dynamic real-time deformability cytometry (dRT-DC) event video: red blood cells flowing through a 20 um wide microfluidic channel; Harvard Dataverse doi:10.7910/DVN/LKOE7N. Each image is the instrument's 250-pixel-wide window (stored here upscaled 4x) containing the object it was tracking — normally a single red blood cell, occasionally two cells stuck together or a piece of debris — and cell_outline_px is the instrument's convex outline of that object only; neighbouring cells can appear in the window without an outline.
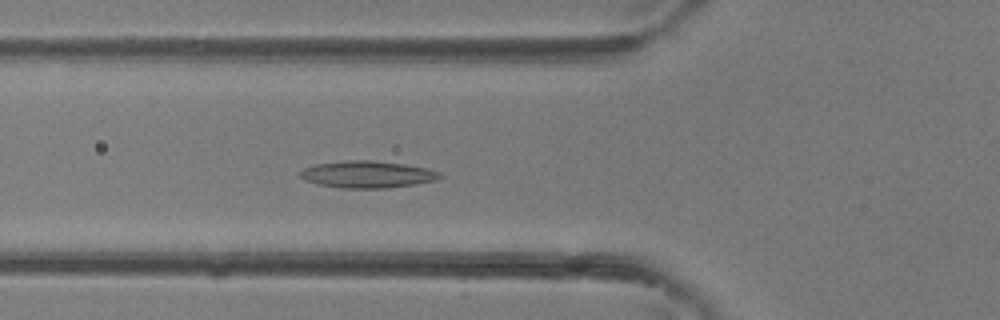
{"species": "common noctule bat (a hibernating species)", "species_latin": "Nyctalus noctula", "temperature_condition": "room temperature", "stored_images_in_passage": 11, "camera_frame_rate_fps": 3000, "um_per_image_px": 0.085, "animal": {"sex": "female"}, "frame": {"image": 1, "passage_image": 2, "time_ms": 0.333, "image_size_px": [1000, 320], "cell_outline_px": [[444, 176], [436, 180], [416, 184], [388, 188], [340, 188], [316, 184], [304, 180], [300, 176], [300, 172], [304, 168], [316, 164], [348, 160], [372, 160], [404, 164], [424, 168], [440, 172]], "centroid_in_image_um": [31.22, 14.83], "position_along_channel_um": 94.6, "area_um2": 21.96}}
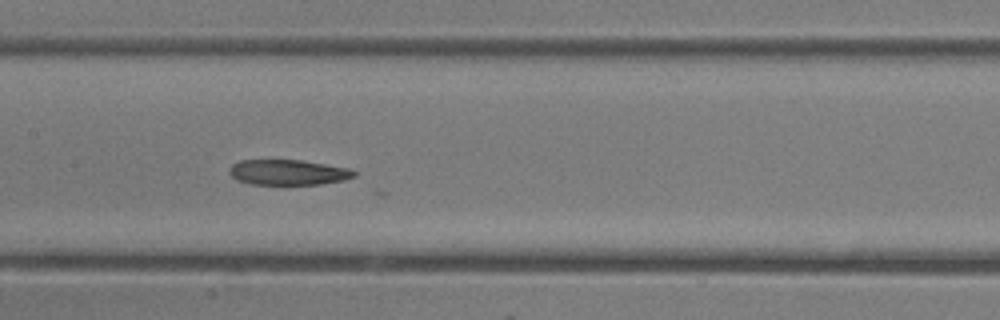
{"frame": {"image": 2, "passage_image": 7, "time_ms": 2.0, "image_size_px": [1000, 320], "cell_outline_px": [[356, 176], [344, 180], [320, 184], [252, 184], [236, 180], [228, 172], [228, 168], [232, 164], [240, 160], [300, 160], [348, 168], [356, 172]], "centroid_in_image_um": [24.46, 14.64], "position_along_channel_um": 182.9, "area_um2": 18.38}}
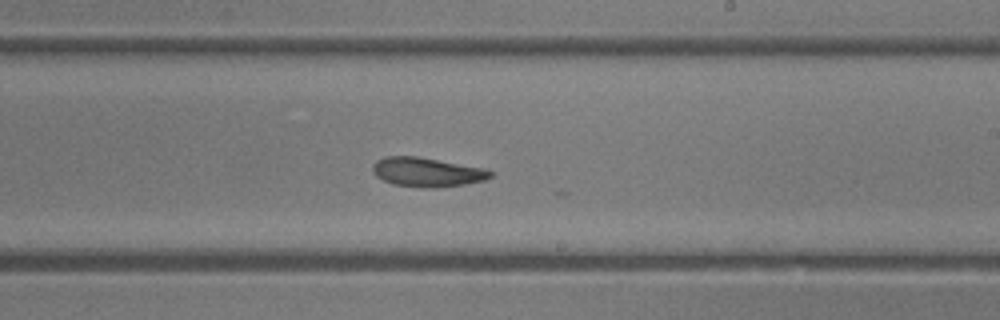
{"frame": {"image": 3, "passage_image": 11, "time_ms": 3.333, "image_size_px": [1000, 320], "cell_outline_px": [[492, 176], [484, 180], [464, 184], [432, 188], [392, 184], [376, 176], [372, 172], [372, 164], [376, 160], [384, 156], [416, 156], [488, 168], [492, 172]], "centroid_in_image_um": [36.29, 14.61], "position_along_channel_um": 252.7, "area_um2": 20.11}}